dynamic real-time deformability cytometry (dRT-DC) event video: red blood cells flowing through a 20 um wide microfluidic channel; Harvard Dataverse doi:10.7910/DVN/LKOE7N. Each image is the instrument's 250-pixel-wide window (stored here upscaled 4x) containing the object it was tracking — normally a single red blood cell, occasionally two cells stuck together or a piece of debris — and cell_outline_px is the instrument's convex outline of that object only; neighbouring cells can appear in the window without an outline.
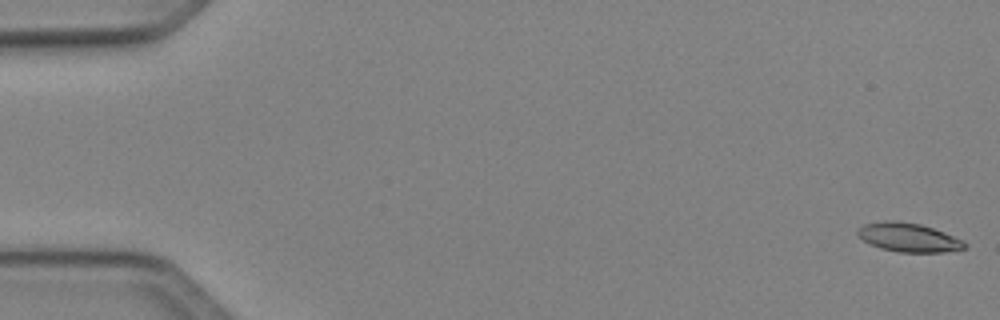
{"species": "Egyptian fruit bat (a non-hibernating species)", "species_latin": "Rousettus aegyptiacus", "temperature_condition": "cold", "stored_images_in_passage": 22, "camera_frame_rate_fps": 3000, "um_per_image_px": 0.085, "animal": {"sex": "female"}, "frame": {"image": 1, "passage_image": 1, "time_ms": 0.0, "image_size_px": [1000, 320], "cell_outline_px": [[968, 244], [964, 248], [944, 252], [900, 252], [880, 248], [868, 244], [856, 236], [856, 232], [864, 224], [884, 220], [896, 220], [920, 224], [944, 232], [964, 240]], "centroid_in_image_um": [77.19, 20.18], "position_along_channel_um": 7.8, "area_um2": 18.15}}
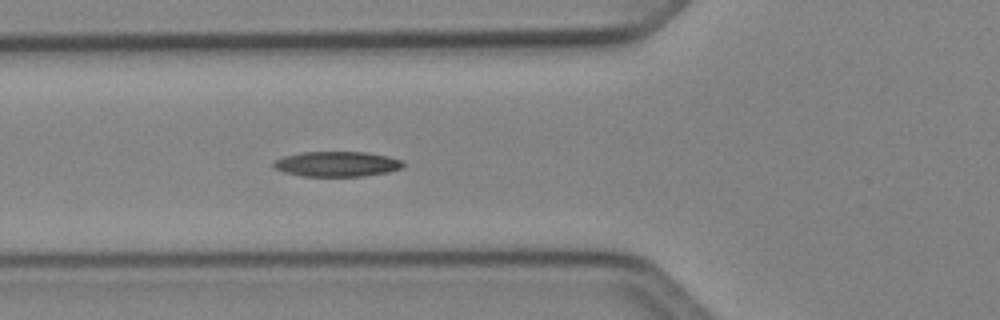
{"frame": {"image": 2, "passage_image": 19, "time_ms": 6.0, "image_size_px": [1000, 320], "cell_outline_px": [[404, 164], [400, 168], [388, 172], [364, 176], [304, 176], [284, 172], [272, 168], [272, 164], [276, 160], [284, 156], [304, 152], [364, 152], [388, 156], [404, 160]], "centroid_in_image_um": [28.64, 13.94], "position_along_channel_um": 97.2, "area_um2": 18.96}}
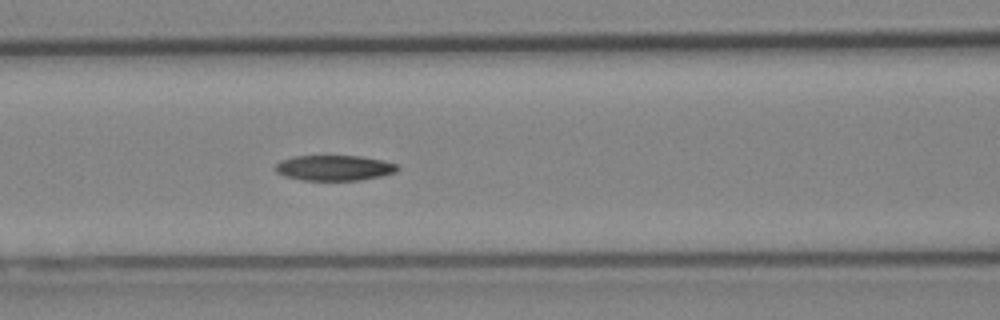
{"frame": {"image": 3, "passage_image": 22, "time_ms": 7.0, "image_size_px": [1000, 320], "cell_outline_px": [[400, 168], [396, 172], [384, 176], [360, 180], [304, 180], [284, 176], [276, 172], [276, 164], [280, 160], [292, 156], [360, 156], [380, 160], [396, 164]], "centroid_in_image_um": [28.41, 14.27], "position_along_channel_um": 138.2, "area_um2": 18.09}}